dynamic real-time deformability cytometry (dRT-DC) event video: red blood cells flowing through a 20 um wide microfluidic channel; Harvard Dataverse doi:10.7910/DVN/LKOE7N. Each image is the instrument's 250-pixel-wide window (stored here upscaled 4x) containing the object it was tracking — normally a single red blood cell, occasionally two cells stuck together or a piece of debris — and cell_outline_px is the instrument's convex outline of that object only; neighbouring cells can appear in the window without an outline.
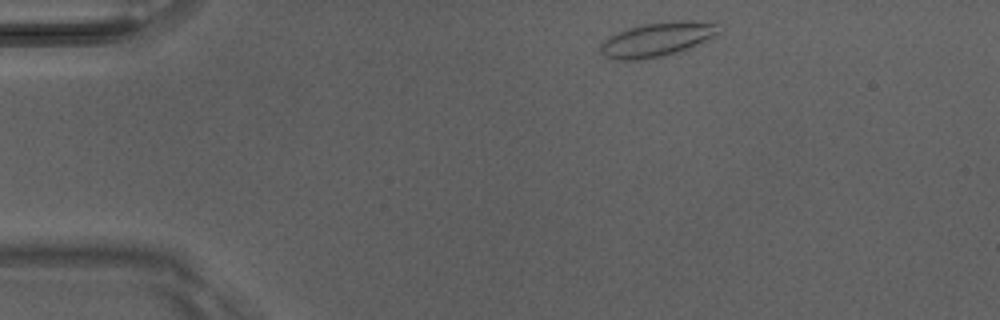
{"species": "Egyptian fruit bat (a non-hibernating species)", "species_latin": "Rousettus aegyptiacus", "temperature_condition": "room temperature", "stored_images_in_passage": 4, "camera_frame_rate_fps": 3000, "um_per_image_px": 0.085, "animal": {"sex": "male"}, "frame": {"image": 1, "passage_image": 1, "time_ms": 0.0, "image_size_px": [1000, 320], "cell_outline_px": [[720, 32], [684, 52], [664, 56], [640, 60], [612, 60], [604, 56], [600, 52], [600, 44], [608, 36], [628, 28], [640, 24], [680, 20], [688, 20], [716, 24]], "centroid_in_image_um": [55.81, 3.37], "position_along_channel_um": 29.2, "area_um2": 23.87}}